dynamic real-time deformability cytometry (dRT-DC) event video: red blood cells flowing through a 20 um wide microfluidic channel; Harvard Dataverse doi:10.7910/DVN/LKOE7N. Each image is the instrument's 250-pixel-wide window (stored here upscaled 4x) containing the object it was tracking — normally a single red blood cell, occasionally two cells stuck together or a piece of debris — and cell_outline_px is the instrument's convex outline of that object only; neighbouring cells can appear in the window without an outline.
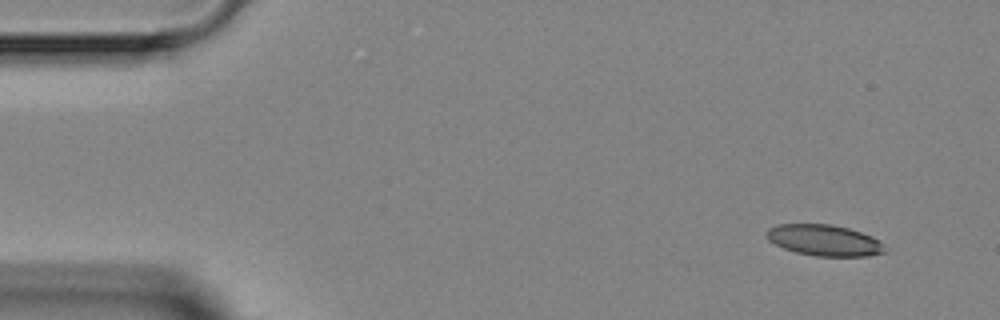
{"species": "Egyptian fruit bat (a non-hibernating species)", "species_latin": "Rousettus aegyptiacus", "temperature_condition": "room temperature", "stored_images_in_passage": 4, "camera_frame_rate_fps": 3000, "um_per_image_px": 0.085, "animal": {"sex": "female"}, "frame": {"image": 1, "passage_image": 1, "time_ms": 0.0, "image_size_px": [1000, 320], "cell_outline_px": [[884, 252], [868, 256], [816, 256], [796, 252], [784, 248], [768, 240], [768, 228], [776, 224], [832, 224], [848, 228], [872, 236], [880, 244]], "centroid_in_image_um": [70.01, 20.41], "position_along_channel_um": 15.0, "area_um2": 21.04}}
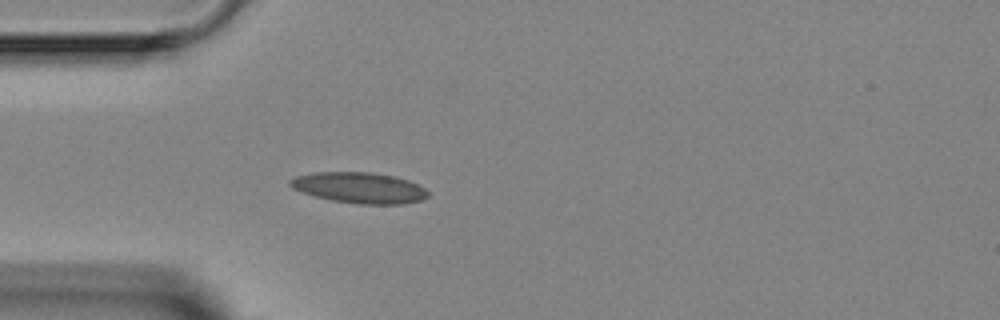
{"frame": {"image": 2, "passage_image": 4, "time_ms": 3.333, "image_size_px": [1000, 320], "cell_outline_px": [[428, 196], [420, 200], [404, 204], [360, 204], [332, 200], [316, 196], [292, 188], [288, 184], [288, 180], [296, 176], [312, 172], [372, 172], [396, 176], [408, 180], [424, 188], [428, 192]], "centroid_in_image_um": [30.54, 15.95], "position_along_channel_um": 54.5, "area_um2": 24.74}}